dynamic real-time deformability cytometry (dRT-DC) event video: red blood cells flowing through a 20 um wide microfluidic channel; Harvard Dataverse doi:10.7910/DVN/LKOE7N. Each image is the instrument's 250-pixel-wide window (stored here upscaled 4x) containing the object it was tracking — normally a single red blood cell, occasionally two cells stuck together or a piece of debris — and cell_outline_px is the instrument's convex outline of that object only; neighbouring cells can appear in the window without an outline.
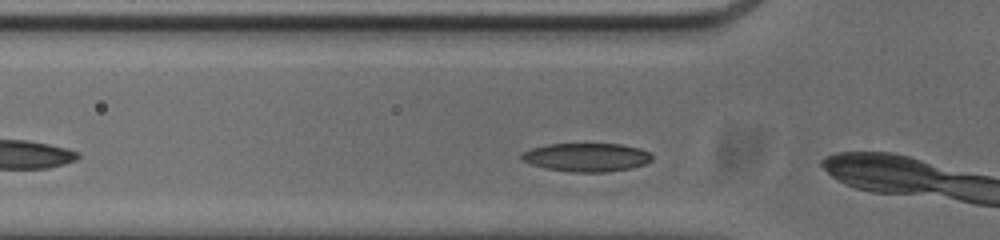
{"species": "common noctule bat (a hibernating species)", "species_latin": "Nyctalus noctula", "temperature_condition": "cold", "stored_images_in_passage": 4, "camera_frame_rate_fps": 3000, "um_per_image_px": 0.085, "animal": {"sex": "male", "body_mass_g": 20.0, "forearm_length_mm": 53.3}, "frame": {"image": 1, "passage_image": 2, "time_ms": 0.333, "image_size_px": [1000, 240], "cell_outline_px": [[652, 160], [644, 164], [632, 168], [604, 172], [572, 172], [548, 168], [532, 164], [520, 160], [520, 156], [524, 152], [532, 148], [548, 144], [620, 144], [640, 148], [648, 152], [652, 156]], "centroid_in_image_um": [49.87, 13.37], "position_along_channel_um": 75.9, "area_um2": 21.5}}